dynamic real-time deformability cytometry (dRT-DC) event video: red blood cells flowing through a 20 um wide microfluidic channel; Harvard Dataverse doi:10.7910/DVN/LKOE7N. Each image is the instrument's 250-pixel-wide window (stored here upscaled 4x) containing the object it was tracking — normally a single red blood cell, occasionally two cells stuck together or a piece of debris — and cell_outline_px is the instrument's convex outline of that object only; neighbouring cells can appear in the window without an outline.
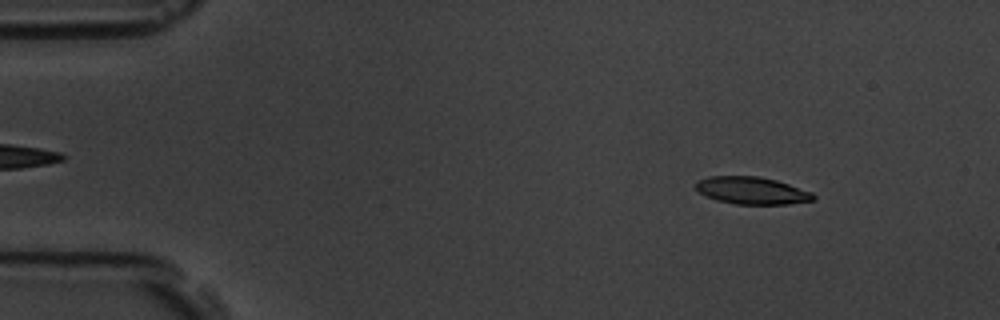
{"species": "common noctule bat (a hibernating species)", "species_latin": "Nyctalus noctula", "temperature_condition": "room temperature", "stored_images_in_passage": 55, "camera_frame_rate_fps": 3000, "um_per_image_px": 0.085, "animal": {"sex": "male", "body_mass_g": 19.5, "forearm_length_mm": 54.6}, "frame": {"image": 1, "passage_image": 6, "time_ms": 1.667, "image_size_px": [1000, 320], "cell_outline_px": [[816, 200], [788, 204], [736, 204], [716, 200], [700, 192], [696, 188], [696, 184], [700, 180], [708, 176], [760, 176], [776, 180], [812, 192], [816, 196]], "centroid_in_image_um": [63.95, 16.2], "position_along_channel_um": 21.0, "area_um2": 18.61}}
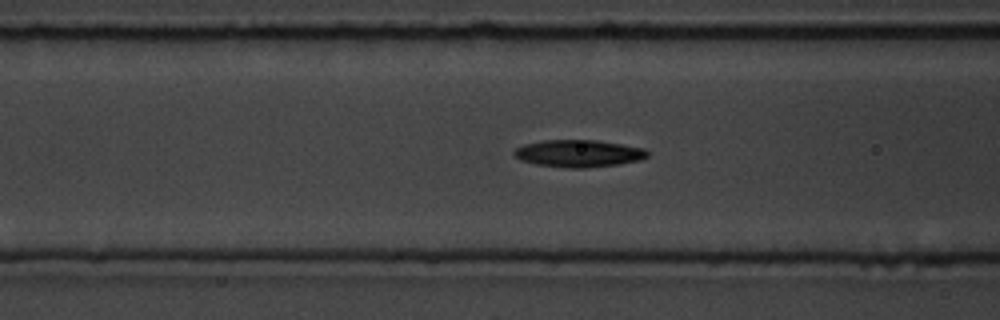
{"frame": {"image": 2, "passage_image": 21, "time_ms": 6.667, "image_size_px": [1000, 320], "cell_outline_px": [[648, 156], [640, 160], [620, 164], [588, 168], [568, 168], [536, 164], [520, 160], [512, 152], [516, 148], [524, 144], [544, 140], [596, 140], [644, 148], [648, 152]], "centroid_in_image_um": [49.18, 13.05], "position_along_channel_um": 117.4, "area_um2": 21.15}}
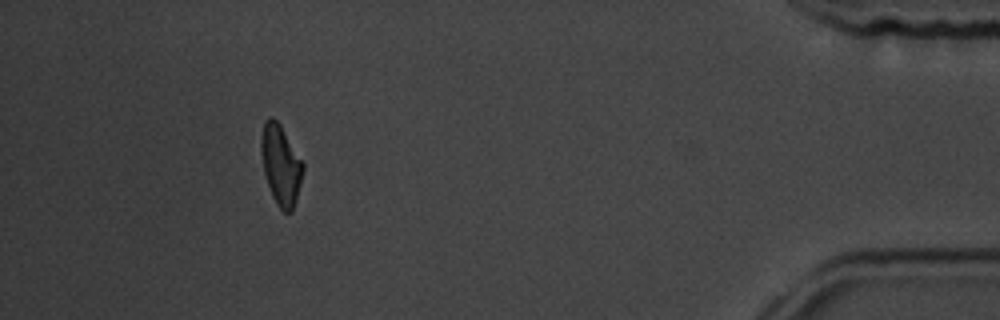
{"frame": {"image": 3, "passage_image": 50, "time_ms": 16.333, "image_size_px": [1000, 320], "cell_outline_px": [[304, 168], [296, 200], [292, 212], [284, 212], [276, 204], [272, 196], [264, 172], [260, 152], [260, 140], [264, 120], [268, 116], [272, 116], [280, 124], [304, 164]], "centroid_in_image_um": [23.85, 13.99], "position_along_channel_um": 411.4, "area_um2": 19.54}, "authors_computed_cell_mechanics": {"area_um2": 20.1722, "velocity_mm_per_s": 3.6568, "shape_relaxation_time_tau1_ms": 5.2418, "shape_relaxation_time_tau2_ms": 6.6883, "deformation_change_tau1": 0.1564, "deformation_change_tau2": 0.1549}}